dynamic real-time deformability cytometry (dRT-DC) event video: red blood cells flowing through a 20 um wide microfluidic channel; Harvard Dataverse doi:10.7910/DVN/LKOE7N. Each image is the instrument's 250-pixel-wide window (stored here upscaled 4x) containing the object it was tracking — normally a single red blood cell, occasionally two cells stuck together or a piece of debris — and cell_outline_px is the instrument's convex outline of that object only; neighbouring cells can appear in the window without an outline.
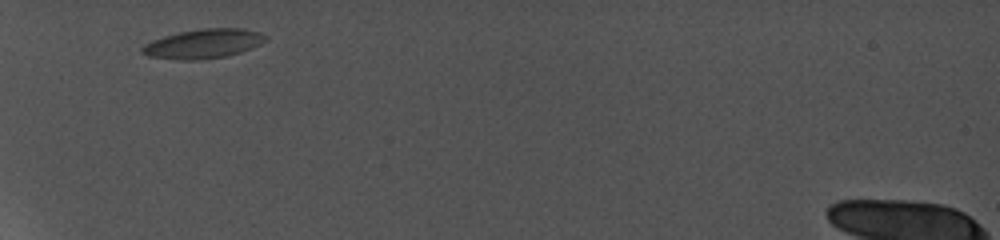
{"species": "common noctule bat (a hibernating species)", "species_latin": "Nyctalus noctula", "temperature_condition": "cold", "stored_images_in_passage": 6, "camera_frame_rate_fps": 5000, "um_per_image_px": 0.085, "animal": {"sex": "female", "body_mass_g": 19.0, "forearm_length_mm": 56.7}, "frame": {"image": 1, "passage_image": 1, "time_ms": 0.0, "image_size_px": [1000, 240], "cell_outline_px": [[268, 40], [252, 48], [228, 56], [200, 60], [180, 60], [148, 56], [140, 52], [140, 48], [144, 44], [152, 40], [164, 36], [180, 32], [200, 28], [240, 28], [260, 32], [268, 36]], "centroid_in_image_um": [17.3, 3.72], "position_along_channel_um": 67.7, "area_um2": 21.33}}
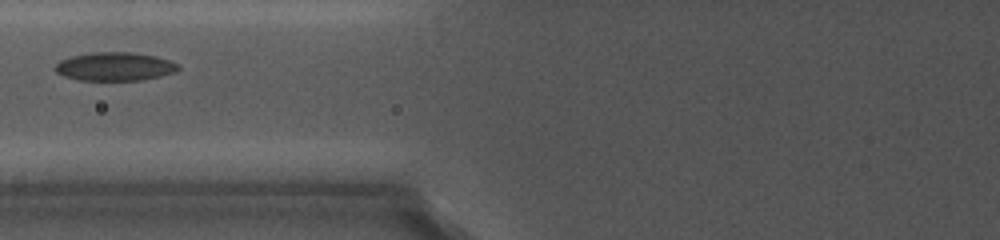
{"frame": {"image": 2, "passage_image": 3, "time_ms": 1.8, "image_size_px": [1000, 240], "cell_outline_px": [[180, 68], [172, 72], [160, 76], [140, 80], [80, 80], [64, 76], [56, 72], [52, 68], [60, 60], [72, 56], [92, 52], [132, 52], [156, 56], [180, 64]], "centroid_in_image_um": [9.73, 5.65], "position_along_channel_um": 116.1, "area_um2": 20.4}}